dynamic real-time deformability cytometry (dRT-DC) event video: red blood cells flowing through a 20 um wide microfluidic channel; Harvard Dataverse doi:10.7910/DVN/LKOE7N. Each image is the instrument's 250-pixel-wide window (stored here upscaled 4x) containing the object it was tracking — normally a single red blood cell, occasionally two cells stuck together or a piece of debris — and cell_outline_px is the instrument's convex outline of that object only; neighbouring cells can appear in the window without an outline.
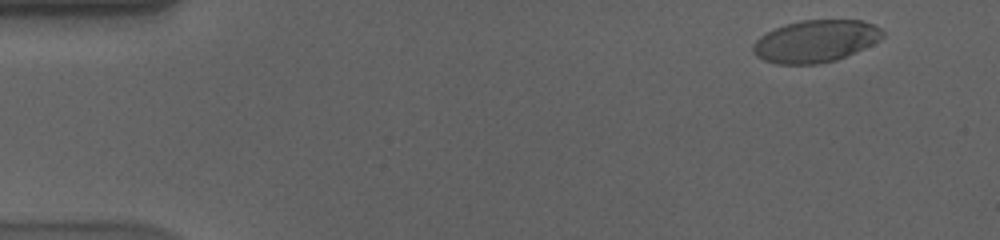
{"species": "human", "species_latin": "Homo sapiens", "temperature_condition": "cold", "stored_images_in_passage": 57, "camera_frame_rate_fps": 3000, "um_per_image_px": 0.085, "donor": {"sex": "male"}, "frame": {"image": 1, "passage_image": 4, "time_ms": 1.0, "image_size_px": [1000, 240], "cell_outline_px": [[884, 36], [880, 40], [872, 44], [836, 60], [820, 64], [776, 64], [764, 60], [756, 56], [752, 52], [752, 44], [760, 36], [784, 24], [800, 20], [860, 20], [872, 24], [880, 28], [884, 32]], "centroid_in_image_um": [69.3, 3.5], "position_along_channel_um": 15.7, "area_um2": 31.85}}
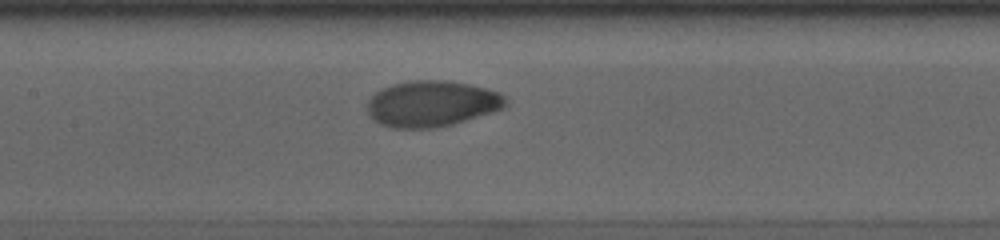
{"frame": {"image": 2, "passage_image": 27, "time_ms": 8.667, "image_size_px": [1000, 240], "cell_outline_px": [[508, 104], [504, 108], [492, 112], [452, 124], [432, 128], [392, 128], [380, 124], [372, 120], [368, 112], [368, 100], [376, 92], [392, 84], [416, 80], [448, 80], [468, 84], [500, 92], [504, 96]], "centroid_in_image_um": [36.7, 8.82], "position_along_channel_um": 170.7, "area_um2": 36.99}}
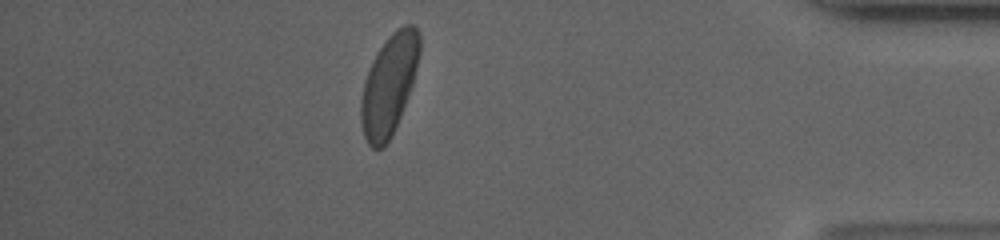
{"frame": {"image": 3, "passage_image": 50, "time_ms": 16.333, "image_size_px": [1000, 240], "cell_outline_px": [[420, 52], [412, 84], [408, 96], [392, 136], [384, 148], [372, 148], [368, 144], [364, 136], [360, 120], [360, 100], [364, 80], [372, 60], [388, 36], [396, 28], [404, 24], [412, 24], [420, 32]], "centroid_in_image_um": [33.05, 7.2], "position_along_channel_um": 402.1, "area_um2": 34.39}, "authors_computed_cell_mechanics": {"area_um2": 35.0268, "velocity_mm_per_s": 3.5526, "shape_relaxation_time_tau1_ms": 4.259, "shape_relaxation_time_tau2_ms": null, "deformation_change_tau1": 0.1628, "deformation_change_tau2": null}}